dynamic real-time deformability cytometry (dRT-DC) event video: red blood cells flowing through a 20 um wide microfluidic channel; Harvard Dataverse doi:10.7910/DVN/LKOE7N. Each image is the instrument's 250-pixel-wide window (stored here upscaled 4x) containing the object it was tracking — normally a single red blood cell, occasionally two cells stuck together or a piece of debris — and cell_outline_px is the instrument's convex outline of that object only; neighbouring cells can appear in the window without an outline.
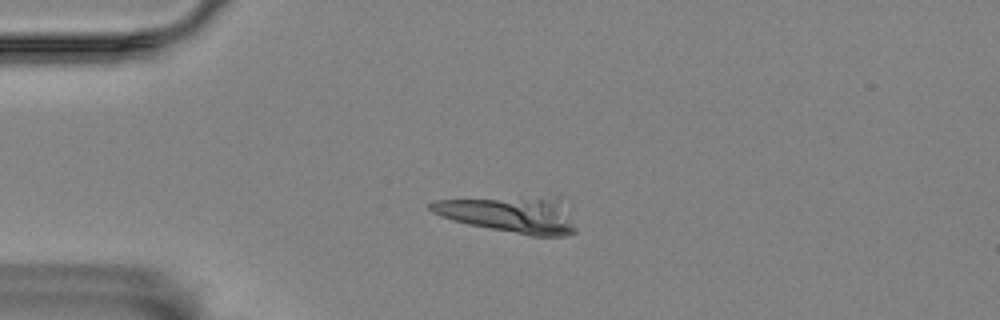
{"species": "Egyptian fruit bat (a non-hibernating species)", "species_latin": "Rousettus aegyptiacus", "temperature_condition": "room temperature", "stored_images_in_passage": 4, "camera_frame_rate_fps": 3000, "um_per_image_px": 0.085, "animal": {"sex": "female"}, "frame": {"image": 1, "passage_image": 3, "time_ms": 2.333, "image_size_px": [1000, 320], "cell_outline_px": [[576, 232], [568, 236], [532, 236], [468, 224], [452, 220], [440, 216], [432, 212], [428, 208], [428, 204], [436, 200], [548, 200], [576, 228]], "centroid_in_image_um": [43.12, 18.35], "position_along_channel_um": 41.9, "area_um2": 27.46}}